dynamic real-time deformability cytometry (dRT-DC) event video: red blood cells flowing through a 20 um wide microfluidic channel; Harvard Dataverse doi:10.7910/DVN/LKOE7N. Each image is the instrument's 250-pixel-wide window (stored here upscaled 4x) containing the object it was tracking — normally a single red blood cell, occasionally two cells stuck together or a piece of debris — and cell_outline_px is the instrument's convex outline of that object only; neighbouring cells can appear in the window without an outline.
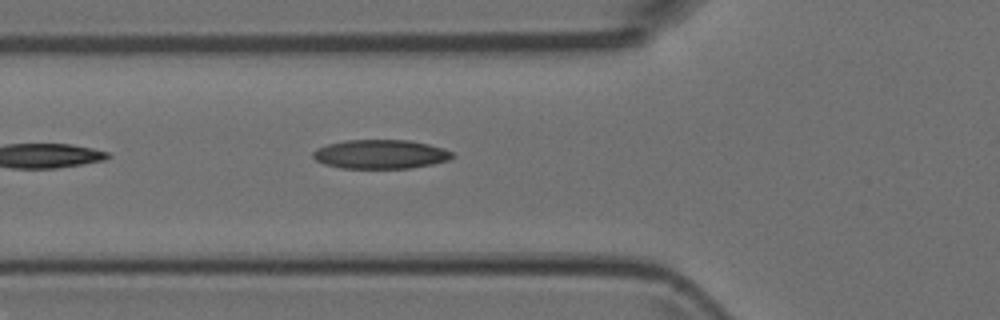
{"species": "Egyptian fruit bat (a non-hibernating species)", "species_latin": "Rousettus aegyptiacus", "temperature_condition": "room temperature", "stored_images_in_passage": 3, "camera_frame_rate_fps": 3000, "um_per_image_px": 0.085, "animal": {"sex": "female"}, "frame": {"image": 1, "passage_image": 3, "time_ms": 0.667, "image_size_px": [1000, 320], "cell_outline_px": [[456, 156], [448, 160], [432, 164], [412, 168], [340, 168], [324, 164], [316, 160], [312, 156], [312, 152], [316, 148], [328, 144], [344, 140], [408, 140], [428, 144], [444, 148], [452, 152]], "centroid_in_image_um": [32.34, 13.11], "position_along_channel_um": 93.5, "area_um2": 23.7}}